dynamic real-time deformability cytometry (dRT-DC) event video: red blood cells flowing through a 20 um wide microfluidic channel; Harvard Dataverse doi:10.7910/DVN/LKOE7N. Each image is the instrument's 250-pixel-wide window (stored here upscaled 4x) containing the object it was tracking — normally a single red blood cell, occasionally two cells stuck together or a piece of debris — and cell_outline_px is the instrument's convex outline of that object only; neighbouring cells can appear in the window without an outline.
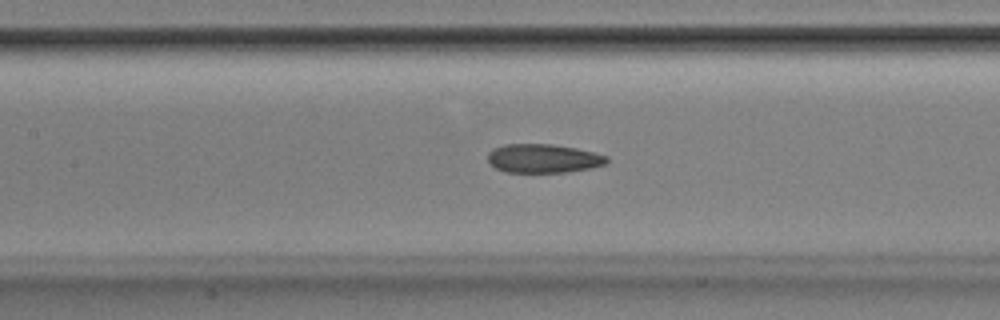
{"species": "Egyptian fruit bat (a non-hibernating species)", "species_latin": "Rousettus aegyptiacus", "temperature_condition": "room temperature", "stored_images_in_passage": 44, "camera_frame_rate_fps": 3000, "um_per_image_px": 0.085, "animal": {"sex": "male"}, "frame": {"image": 1, "passage_image": 22, "time_ms": 7.0, "image_size_px": [1000, 320], "cell_outline_px": [[608, 164], [592, 168], [568, 172], [504, 172], [496, 168], [488, 160], [488, 152], [492, 148], [504, 144], [552, 144], [576, 148], [608, 156]], "centroid_in_image_um": [46.19, 13.47], "position_along_channel_um": 161.2, "area_um2": 20.11}}
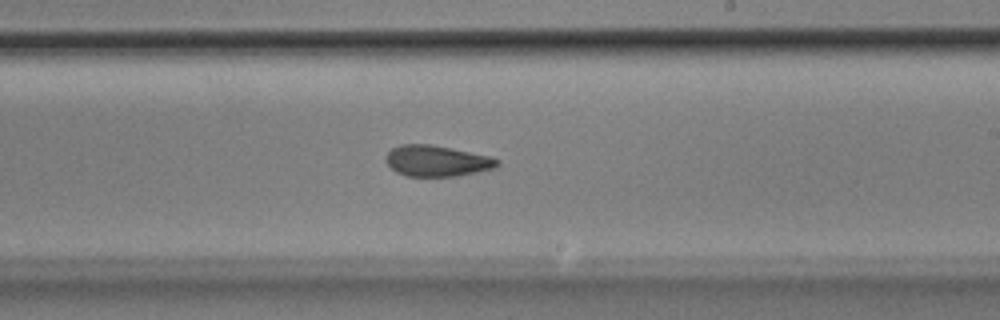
{"frame": {"image": 2, "passage_image": 29, "time_ms": 9.333, "image_size_px": [1000, 320], "cell_outline_px": [[500, 164], [496, 168], [456, 176], [408, 176], [396, 172], [388, 164], [384, 156], [392, 148], [400, 144], [428, 144], [452, 148], [488, 156], [500, 160]], "centroid_in_image_um": [37.13, 13.67], "position_along_channel_um": 251.9, "area_um2": 20.06}}
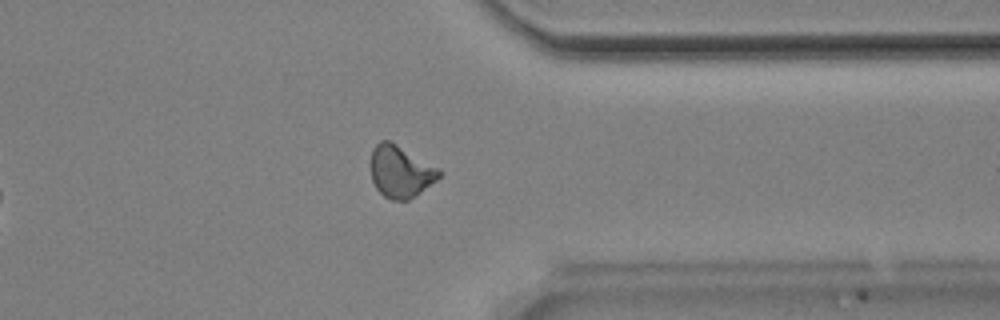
{"frame": {"image": 3, "passage_image": 39, "time_ms": 12.667, "image_size_px": [1000, 320], "cell_outline_px": [[444, 172], [436, 180], [416, 196], [408, 200], [392, 200], [384, 196], [376, 188], [372, 180], [372, 148], [380, 140], [388, 140], [396, 144], [440, 168]], "centroid_in_image_um": [34.07, 14.59], "position_along_channel_um": 377.3, "area_um2": 20.63}, "authors_computed_cell_mechanics": {"area_um2": 20.6346, "velocity_mm_per_s": 3.899, "shape_relaxation_time_tau1_ms": null, "shape_relaxation_time_tau2_ms": 2.6125, "deformation_change_tau1": null, "deformation_change_tau2": 0.0824}}